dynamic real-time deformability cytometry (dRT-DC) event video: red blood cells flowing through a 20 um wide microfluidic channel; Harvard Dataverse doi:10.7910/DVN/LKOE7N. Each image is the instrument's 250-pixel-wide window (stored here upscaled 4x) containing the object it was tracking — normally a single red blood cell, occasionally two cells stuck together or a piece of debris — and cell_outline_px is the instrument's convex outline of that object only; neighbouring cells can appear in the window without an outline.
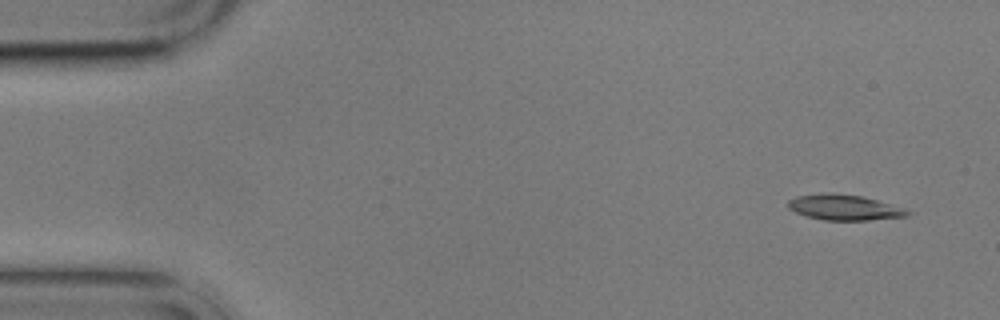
{"species": "common noctule bat (a hibernating species)", "species_latin": "Nyctalus noctula", "temperature_condition": "cold", "stored_images_in_passage": 10, "camera_frame_rate_fps": 3000, "um_per_image_px": 0.085, "animal": {"sex": "male", "body_mass_g": 17.9}, "frame": {"image": 1, "passage_image": 1, "time_ms": 0.0, "image_size_px": [1000, 320], "cell_outline_px": [[912, 212], [908, 216], [868, 220], [824, 220], [808, 216], [796, 212], [788, 208], [788, 200], [796, 196], [824, 192], [832, 192], [860, 196], [876, 200], [904, 208]], "centroid_in_image_um": [71.74, 17.62], "position_along_channel_um": 13.3, "area_um2": 17.69}}
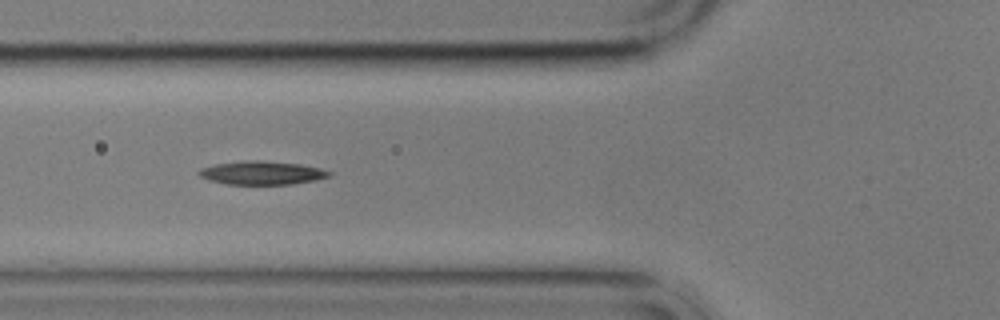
{"frame": {"image": 2, "passage_image": 6, "time_ms": 5.667, "image_size_px": [1000, 320], "cell_outline_px": [[332, 176], [316, 180], [292, 184], [228, 184], [208, 180], [200, 176], [196, 172], [200, 168], [216, 164], [252, 160], [260, 160], [300, 164], [320, 168], [332, 172]], "centroid_in_image_um": [22.28, 14.69], "position_along_channel_um": 103.5, "area_um2": 17.8}}
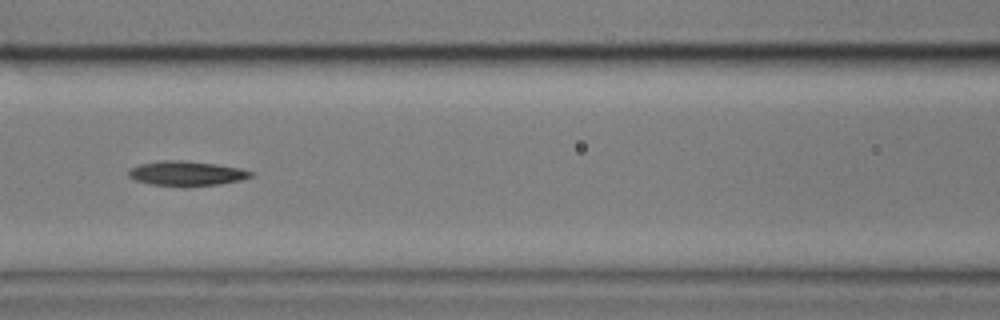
{"frame": {"image": 3, "passage_image": 7, "time_ms": 7.0, "image_size_px": [1000, 320], "cell_outline_px": [[256, 172], [252, 176], [240, 180], [220, 184], [184, 188], [148, 184], [136, 180], [128, 176], [128, 168], [140, 164], [160, 160], [184, 160], [216, 164], [240, 168]], "centroid_in_image_um": [15.84, 14.76], "position_along_channel_um": 150.8, "area_um2": 18.15}}